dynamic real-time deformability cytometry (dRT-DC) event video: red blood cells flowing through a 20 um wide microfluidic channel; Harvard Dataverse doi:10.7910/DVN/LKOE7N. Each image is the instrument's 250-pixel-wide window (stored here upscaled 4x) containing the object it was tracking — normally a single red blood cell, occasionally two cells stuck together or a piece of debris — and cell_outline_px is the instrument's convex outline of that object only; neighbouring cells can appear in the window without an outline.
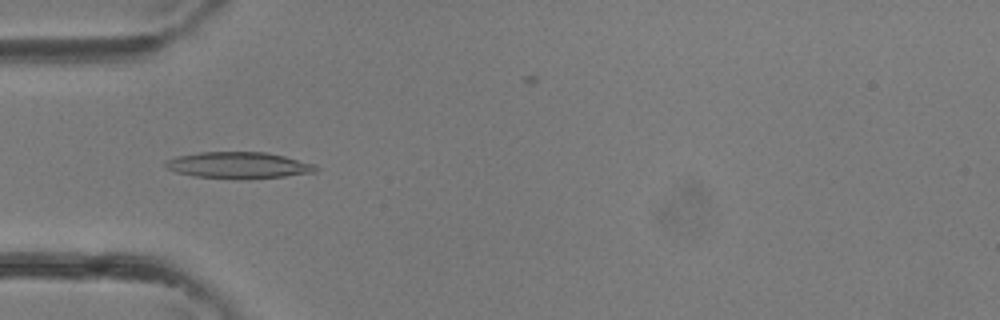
{"species": "common noctule bat (a hibernating species)", "species_latin": "Nyctalus noctula", "temperature_condition": "room temperature", "stored_images_in_passage": 35, "camera_frame_rate_fps": 3000, "um_per_image_px": 0.085, "animal": {"sex": "female"}, "frame": {"image": 1, "passage_image": 10, "time_ms": 3.0, "image_size_px": [1000, 320], "cell_outline_px": [[320, 168], [316, 172], [284, 176], [196, 176], [176, 172], [168, 168], [164, 164], [164, 160], [176, 156], [200, 152], [264, 152], [284, 156], [316, 164]], "centroid_in_image_um": [20.28, 13.99], "position_along_channel_um": 64.7, "area_um2": 22.08}}
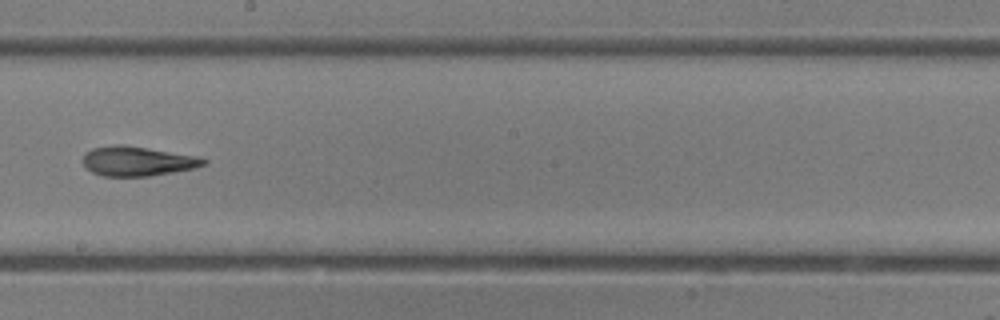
{"frame": {"image": 2, "passage_image": 19, "time_ms": 6.0, "image_size_px": [1000, 320], "cell_outline_px": [[208, 164], [196, 168], [148, 176], [104, 176], [92, 172], [84, 164], [84, 152], [92, 148], [116, 144], [124, 144], [200, 156], [208, 160]], "centroid_in_image_um": [11.74, 13.68], "position_along_channel_um": 236.5, "area_um2": 20.98}}
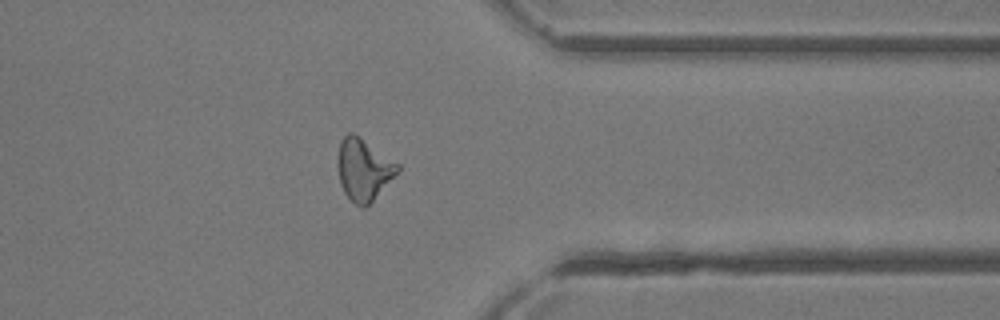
{"frame": {"image": 3, "passage_image": 27, "time_ms": 8.667, "image_size_px": [1000, 320], "cell_outline_px": [[400, 168], [372, 200], [364, 208], [360, 208], [344, 192], [340, 184], [336, 164], [340, 140], [348, 132], [352, 132], [400, 164]], "centroid_in_image_um": [30.85, 14.38], "position_along_channel_um": 380.5, "area_um2": 21.21}}